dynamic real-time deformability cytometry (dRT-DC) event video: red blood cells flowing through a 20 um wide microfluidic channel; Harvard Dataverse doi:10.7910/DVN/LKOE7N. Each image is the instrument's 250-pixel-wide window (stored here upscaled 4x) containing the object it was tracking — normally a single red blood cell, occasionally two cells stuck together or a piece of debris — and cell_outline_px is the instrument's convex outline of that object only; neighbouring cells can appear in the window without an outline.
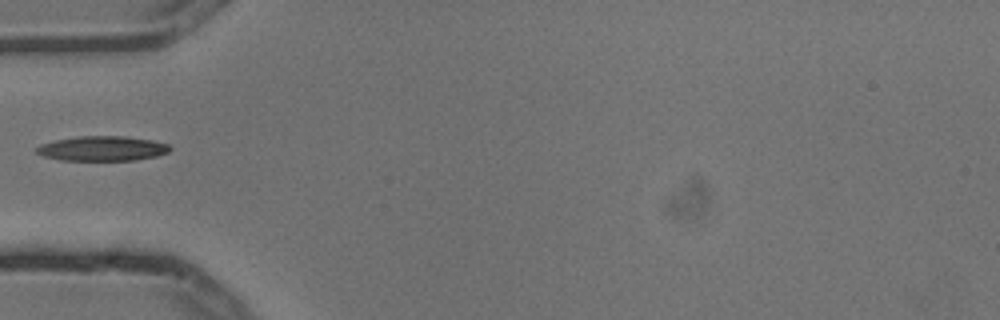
{"species": "common noctule bat (a hibernating species)", "species_latin": "Nyctalus noctula", "temperature_condition": "cold", "stored_images_in_passage": 2, "camera_frame_rate_fps": 3000, "um_per_image_px": 0.085, "animal": {"sex": "male", "body_mass_g": 13.3}, "frame": {"image": 1, "passage_image": 1, "time_ms": 0.0, "image_size_px": [1000, 320], "cell_outline_px": [[172, 148], [168, 152], [156, 156], [136, 160], [60, 160], [44, 156], [36, 152], [36, 148], [40, 144], [56, 140], [76, 136], [128, 136], [152, 140], [168, 144]], "centroid_in_image_um": [8.71, 12.61], "position_along_channel_um": 76.3, "area_um2": 19.31}}
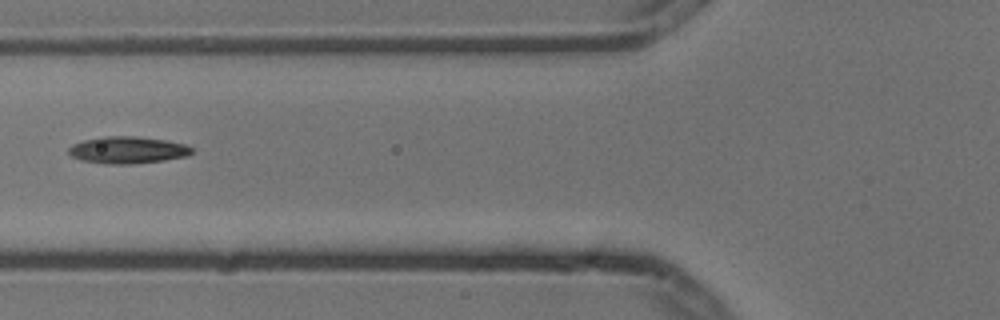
{"frame": {"image": 2, "passage_image": 2, "time_ms": 0.333, "image_size_px": [1000, 320], "cell_outline_px": [[192, 152], [188, 156], [164, 160], [132, 164], [104, 164], [80, 160], [72, 156], [68, 152], [68, 148], [72, 144], [84, 140], [100, 136], [136, 136], [164, 140], [184, 144], [192, 148]], "centroid_in_image_um": [10.81, 12.75], "position_along_channel_um": 115.0, "area_um2": 19.42}}